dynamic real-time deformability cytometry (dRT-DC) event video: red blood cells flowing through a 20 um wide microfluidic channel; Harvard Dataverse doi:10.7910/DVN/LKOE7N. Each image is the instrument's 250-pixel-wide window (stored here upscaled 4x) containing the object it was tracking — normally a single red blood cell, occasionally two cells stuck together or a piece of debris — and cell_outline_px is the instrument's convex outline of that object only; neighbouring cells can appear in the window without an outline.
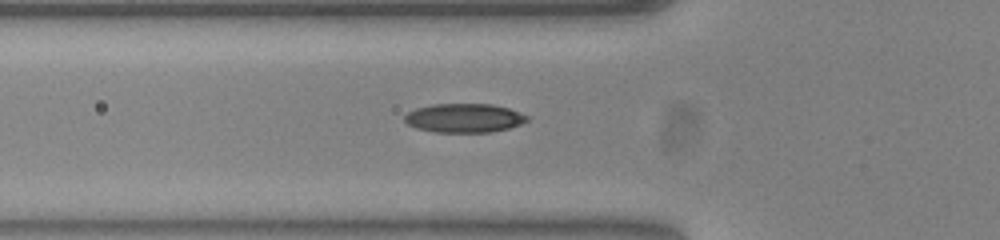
{"species": "common noctule bat (a hibernating species)", "species_latin": "Nyctalus noctula", "temperature_condition": "warm", "stored_images_in_passage": 29, "camera_frame_rate_fps": 3000, "um_per_image_px": 0.085, "animal": {"sex": "female", "body_mass_g": 23.0, "forearm_length_mm": 53.4}, "frame": {"image": 1, "passage_image": 2, "time_ms": 0.333, "image_size_px": [1000, 240], "cell_outline_px": [[528, 120], [520, 124], [508, 128], [488, 132], [436, 132], [416, 128], [408, 124], [404, 120], [404, 116], [408, 112], [416, 108], [432, 104], [492, 104], [508, 108], [528, 116]], "centroid_in_image_um": [39.43, 10.03], "position_along_channel_um": 86.4, "area_um2": 20.52}}
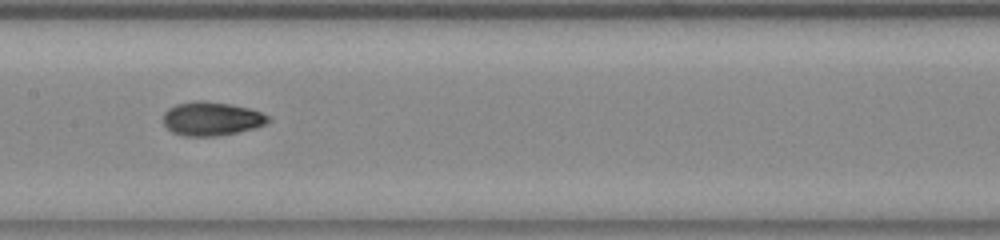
{"frame": {"image": 2, "passage_image": 10, "time_ms": 3.0, "image_size_px": [1000, 240], "cell_outline_px": [[272, 120], [264, 124], [252, 128], [236, 132], [216, 136], [184, 136], [172, 132], [164, 124], [164, 112], [168, 108], [176, 104], [196, 100], [204, 100], [232, 104], [248, 108], [260, 112], [268, 116]], "centroid_in_image_um": [17.95, 10.08], "position_along_channel_um": 189.4, "area_um2": 20.58}}
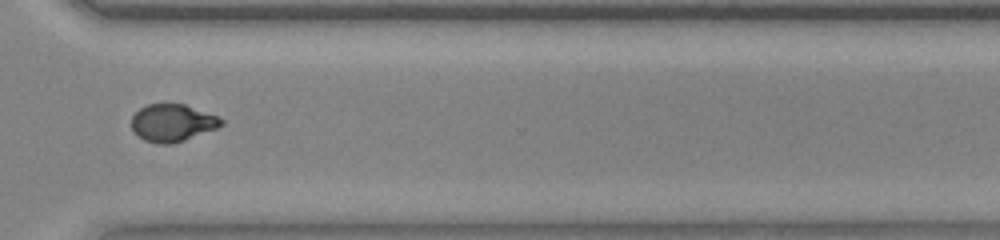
{"frame": {"image": 3, "passage_image": 23, "time_ms": 7.333, "image_size_px": [1000, 240], "cell_outline_px": [[224, 124], [216, 128], [184, 140], [168, 144], [160, 144], [144, 140], [132, 128], [132, 116], [140, 108], [148, 104], [184, 104], [216, 116], [224, 120]], "centroid_in_image_um": [14.65, 10.43], "position_along_channel_um": 356.0, "area_um2": 19.13}}